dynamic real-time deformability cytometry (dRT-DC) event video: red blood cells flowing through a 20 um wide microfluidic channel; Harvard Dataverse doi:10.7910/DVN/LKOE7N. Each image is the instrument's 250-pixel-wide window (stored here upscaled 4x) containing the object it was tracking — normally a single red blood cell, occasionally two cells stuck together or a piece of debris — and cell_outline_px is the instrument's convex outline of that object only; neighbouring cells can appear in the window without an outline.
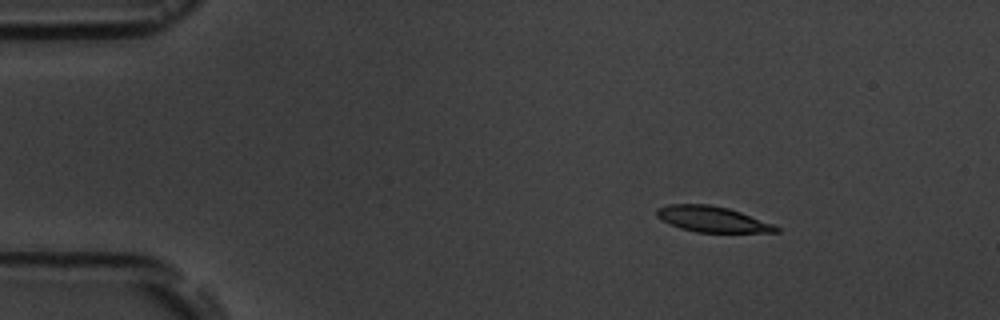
{"species": "common noctule bat (a hibernating species)", "species_latin": "Nyctalus noctula", "temperature_condition": "room temperature", "stored_images_in_passage": 4, "camera_frame_rate_fps": 3000, "um_per_image_px": 0.085, "animal": {"sex": "male", "body_mass_g": 19.5, "forearm_length_mm": 54.6}, "frame": {"image": 1, "passage_image": 2, "time_ms": 2.0, "image_size_px": [1000, 320], "cell_outline_px": [[780, 232], [696, 232], [680, 228], [660, 220], [656, 216], [656, 208], [668, 204], [708, 204], [728, 208], [740, 212], [772, 224], [780, 228]], "centroid_in_image_um": [60.48, 18.62], "position_along_channel_um": 24.5, "area_um2": 17.8}}